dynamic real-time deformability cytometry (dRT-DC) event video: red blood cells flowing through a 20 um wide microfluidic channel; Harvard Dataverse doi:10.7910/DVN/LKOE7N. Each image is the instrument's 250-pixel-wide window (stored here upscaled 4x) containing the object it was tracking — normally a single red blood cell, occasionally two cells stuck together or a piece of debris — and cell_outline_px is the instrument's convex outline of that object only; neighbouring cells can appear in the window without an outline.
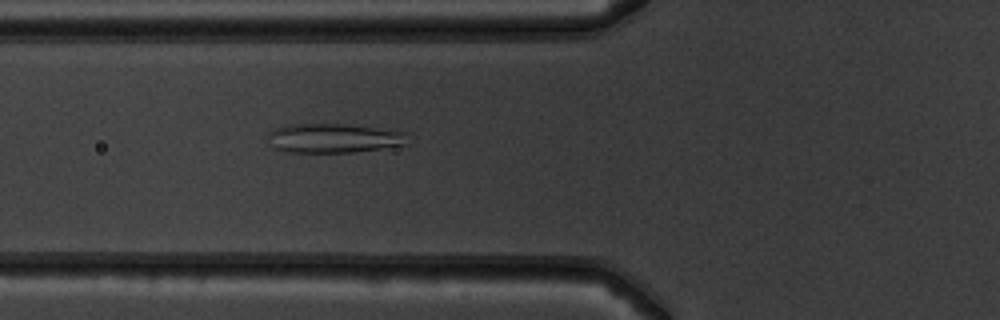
{"species": "common noctule bat (a hibernating species)", "species_latin": "Nyctalus noctula", "temperature_condition": "warm", "stored_images_in_passage": 52, "camera_frame_rate_fps": 3000, "um_per_image_px": 0.085, "animal": {"sex": "male", "body_mass_g": 19.5, "forearm_length_mm": 54.6}, "frame": {"image": 1, "passage_image": 20, "time_ms": 6.333, "image_size_px": [1000, 320], "cell_outline_px": [[408, 144], [352, 152], [288, 152], [276, 148], [268, 136], [268, 132], [276, 128], [288, 124], [344, 124], [396, 128], [408, 132]], "centroid_in_image_um": [28.5, 11.72], "position_along_channel_um": 97.3, "area_um2": 24.16}}
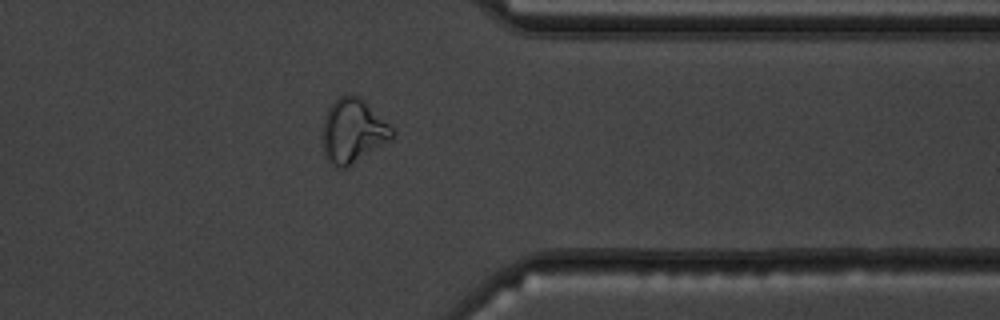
{"frame": {"image": 2, "passage_image": 42, "time_ms": 13.667, "image_size_px": [1000, 320], "cell_outline_px": [[396, 136], [348, 168], [336, 168], [324, 156], [320, 140], [324, 116], [328, 108], [340, 96], [360, 96], [396, 132]], "centroid_in_image_um": [29.96, 11.18], "position_along_channel_um": 381.4, "area_um2": 26.3}}
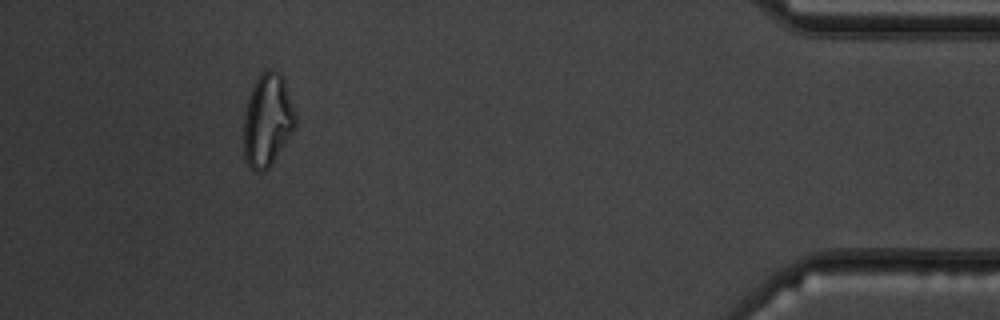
{"frame": {"image": 3, "passage_image": 48, "time_ms": 15.667, "image_size_px": [1000, 320], "cell_outline_px": [[296, 124], [292, 132], [268, 168], [264, 172], [256, 172], [248, 164], [244, 156], [244, 112], [248, 96], [256, 80], [264, 68], [272, 68], [280, 72], [284, 76], [296, 112]], "centroid_in_image_um": [22.74, 10.15], "position_along_channel_um": 412.5, "area_um2": 28.26}, "authors_computed_cell_mechanics": {"area_um2": 26.6169, "velocity_mm_per_s": 3.9461, "shape_relaxation_time_tau1_ms": null, "shape_relaxation_time_tau2_ms": 2.1735, "deformation_change_tau1": null, "deformation_change_tau2": 0.081}}